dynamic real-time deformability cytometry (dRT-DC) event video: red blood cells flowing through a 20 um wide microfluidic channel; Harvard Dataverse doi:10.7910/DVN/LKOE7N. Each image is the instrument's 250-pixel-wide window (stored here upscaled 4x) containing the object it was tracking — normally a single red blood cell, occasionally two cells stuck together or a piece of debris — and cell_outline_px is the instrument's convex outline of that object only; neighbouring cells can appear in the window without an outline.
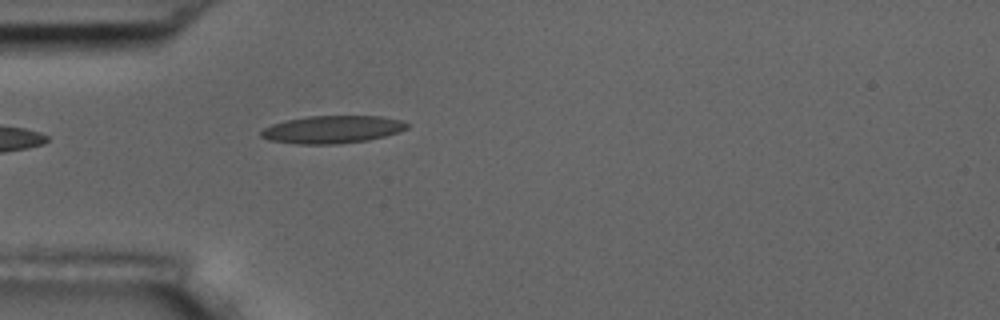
{"species": "common noctule bat (a hibernating species)", "species_latin": "Nyctalus noctula", "temperature_condition": "room temperature", "stored_images_in_passage": 21, "camera_frame_rate_fps": 3000, "um_per_image_px": 0.085, "animal": {"sex": "male", "body_mass_g": 17.5, "forearm_length_mm": 52.3}, "frame": {"image": 1, "passage_image": 1, "time_ms": 0.0, "image_size_px": [1000, 320], "cell_outline_px": [[408, 128], [400, 132], [368, 140], [336, 144], [296, 144], [268, 140], [260, 136], [260, 132], [264, 128], [272, 124], [288, 120], [308, 116], [380, 116], [404, 120], [408, 124]], "centroid_in_image_um": [28.26, 11.0], "position_along_channel_um": 56.7, "area_um2": 23.58}}
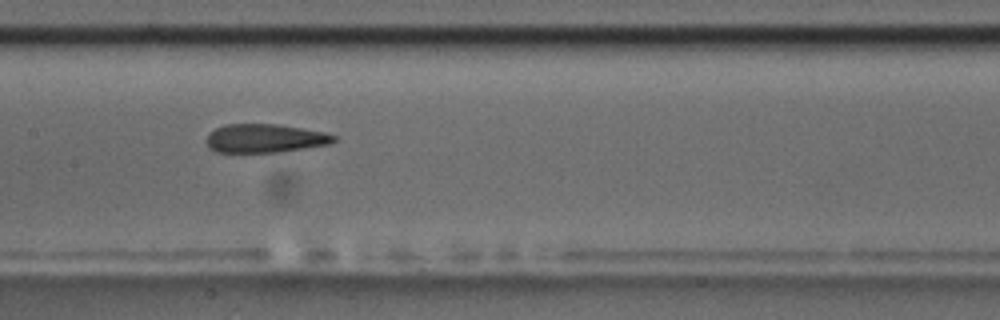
{"frame": {"image": 2, "passage_image": 12, "time_ms": 3.667, "image_size_px": [1000, 320], "cell_outline_px": [[336, 140], [328, 144], [280, 152], [216, 152], [208, 148], [204, 140], [216, 128], [224, 124], [276, 124], [324, 132], [336, 136]], "centroid_in_image_um": [22.47, 11.76], "position_along_channel_um": 184.9, "area_um2": 21.15}}
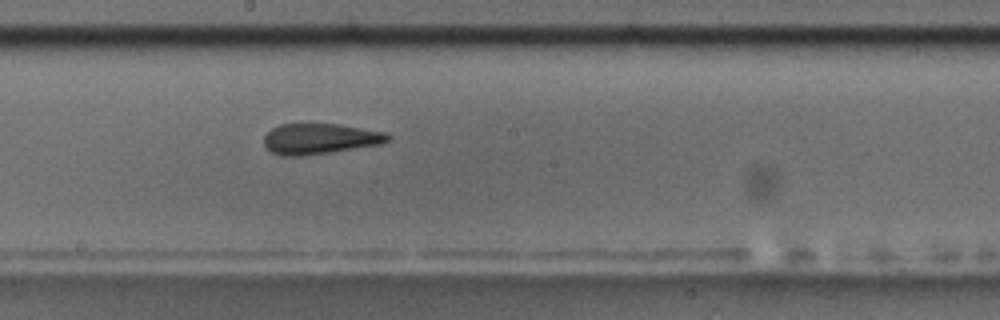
{"frame": {"image": 3, "passage_image": 15, "time_ms": 4.667, "image_size_px": [1000, 320], "cell_outline_px": [[392, 136], [388, 140], [380, 144], [328, 152], [300, 156], [280, 156], [272, 152], [264, 144], [264, 136], [272, 128], [280, 124], [340, 124], [384, 132]], "centroid_in_image_um": [27.16, 11.79], "position_along_channel_um": 221.0, "area_um2": 21.85}}